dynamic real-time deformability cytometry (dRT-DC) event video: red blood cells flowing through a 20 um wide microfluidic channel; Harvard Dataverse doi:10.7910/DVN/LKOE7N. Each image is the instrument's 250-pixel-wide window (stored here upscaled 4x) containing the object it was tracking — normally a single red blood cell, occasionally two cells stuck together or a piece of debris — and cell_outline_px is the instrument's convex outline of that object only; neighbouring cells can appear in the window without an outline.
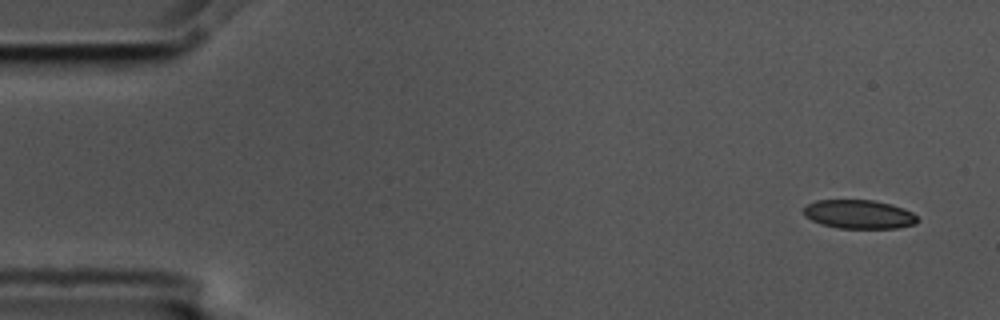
{"species": "common noctule bat (a hibernating species)", "species_latin": "Nyctalus noctula", "temperature_condition": "cold", "stored_images_in_passage": 5, "camera_frame_rate_fps": 3000, "um_per_image_px": 0.085, "animal": {"sex": "male", "body_mass_g": 17.5, "forearm_length_mm": 52.3}, "frame": {"image": 1, "passage_image": 1, "time_ms": 0.0, "image_size_px": [1000, 320], "cell_outline_px": [[920, 220], [916, 224], [896, 228], [840, 228], [820, 224], [804, 216], [804, 208], [808, 204], [816, 200], [872, 200], [892, 204], [904, 208], [912, 212]], "centroid_in_image_um": [73.04, 18.21], "position_along_channel_um": 12.0, "area_um2": 19.19}}
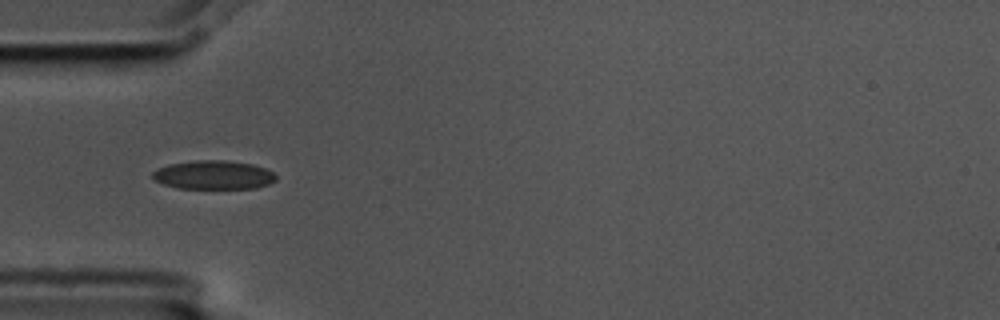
{"frame": {"image": 2, "passage_image": 5, "time_ms": 1.333, "image_size_px": [1000, 320], "cell_outline_px": [[276, 180], [268, 184], [256, 188], [176, 188], [164, 184], [156, 180], [152, 176], [152, 172], [168, 164], [196, 160], [228, 160], [252, 164], [264, 168], [272, 172], [276, 176]], "centroid_in_image_um": [18.16, 14.86], "position_along_channel_um": 66.8, "area_um2": 20.58}}